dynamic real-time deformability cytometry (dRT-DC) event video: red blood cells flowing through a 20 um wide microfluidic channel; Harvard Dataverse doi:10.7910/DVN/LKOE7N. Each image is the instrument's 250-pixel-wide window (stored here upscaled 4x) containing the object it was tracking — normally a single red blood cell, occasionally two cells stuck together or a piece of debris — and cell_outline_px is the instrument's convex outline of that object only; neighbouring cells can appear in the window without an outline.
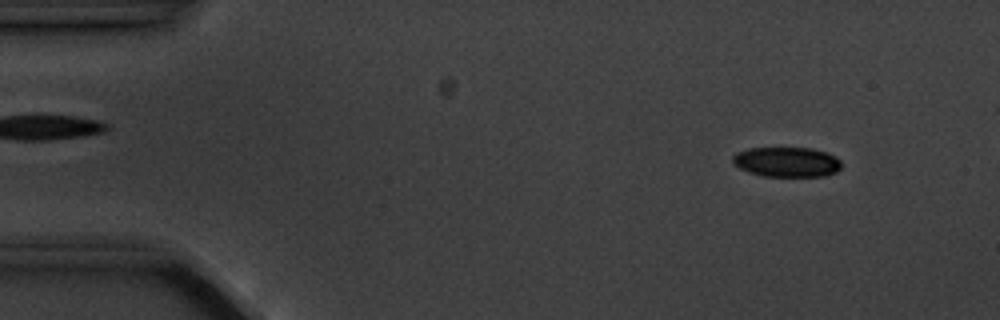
{"species": "common noctule bat (a hibernating species)", "species_latin": "Nyctalus noctula", "temperature_condition": "cold", "stored_images_in_passage": 4, "camera_frame_rate_fps": 3000, "um_per_image_px": 0.085, "animal": {"sex": "male", "body_mass_g": 20.1, "forearm_length_mm": 53.5}, "frame": {"image": 1, "passage_image": 1, "time_ms": 0.0, "image_size_px": [1000, 320], "cell_outline_px": [[840, 168], [836, 172], [824, 176], [764, 176], [748, 172], [732, 164], [732, 156], [736, 152], [748, 148], [812, 148], [836, 156], [840, 160]], "centroid_in_image_um": [66.84, 13.76], "position_along_channel_um": 18.2, "area_um2": 19.02}}